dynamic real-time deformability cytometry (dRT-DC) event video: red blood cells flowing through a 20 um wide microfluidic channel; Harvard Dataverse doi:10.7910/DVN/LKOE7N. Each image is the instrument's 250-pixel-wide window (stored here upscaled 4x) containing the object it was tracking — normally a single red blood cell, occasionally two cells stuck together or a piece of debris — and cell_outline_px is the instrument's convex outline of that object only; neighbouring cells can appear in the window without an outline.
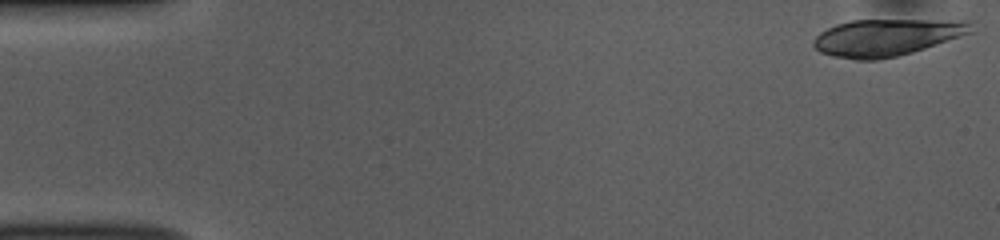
{"species": "common noctule bat (a hibernating species)", "species_latin": "Nyctalus noctula", "temperature_condition": "room temperature", "stored_images_in_passage": 50, "camera_frame_rate_fps": 3000, "um_per_image_px": 0.085, "animal": {"sex": "female", "body_mass_g": 10.0, "forearm_length_mm": 53.1}, "frame": {"image": 1, "passage_image": 1, "time_ms": 0.0, "image_size_px": [1000, 240], "cell_outline_px": [[976, 32], [900, 56], [876, 60], [856, 60], [832, 56], [820, 52], [812, 44], [812, 40], [820, 32], [836, 24], [852, 20], [972, 20]], "centroid_in_image_um": [75.43, 3.18], "position_along_channel_um": 9.6, "area_um2": 34.45}}